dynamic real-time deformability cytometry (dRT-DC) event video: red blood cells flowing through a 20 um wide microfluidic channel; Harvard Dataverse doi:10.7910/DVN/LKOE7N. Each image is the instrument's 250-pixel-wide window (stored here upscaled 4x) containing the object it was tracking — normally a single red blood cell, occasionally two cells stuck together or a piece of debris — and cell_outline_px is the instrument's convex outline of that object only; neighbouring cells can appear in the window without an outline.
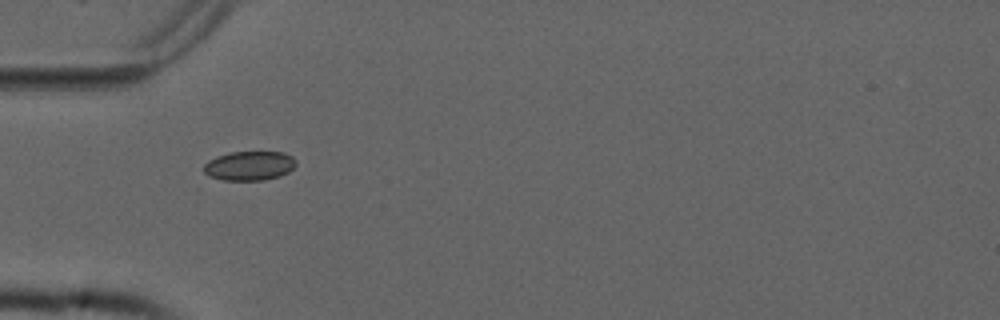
{"species": "common noctule bat (a hibernating species)", "species_latin": "Nyctalus noctula", "temperature_condition": "cold", "stored_images_in_passage": 38, "camera_frame_rate_fps": 3000, "um_per_image_px": 0.085, "animal": {"sex": "male", "forearm_length_mm": 52.5}, "frame": {"image": 1, "passage_image": 1, "time_ms": 0.0, "image_size_px": [1000, 320], "cell_outline_px": [[296, 164], [288, 172], [280, 176], [264, 180], [224, 180], [208, 176], [204, 172], [204, 164], [208, 160], [216, 156], [228, 152], [284, 152], [292, 156], [296, 160]], "centroid_in_image_um": [21.19, 14.08], "position_along_channel_um": 63.8, "area_um2": 15.84}}
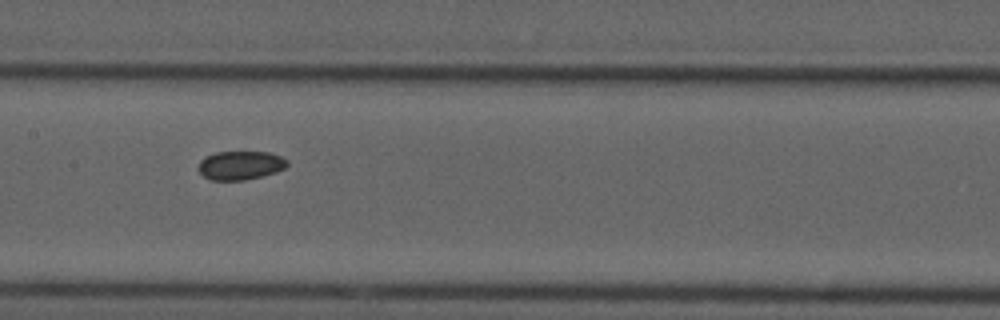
{"frame": {"image": 2, "passage_image": 11, "time_ms": 3.333, "image_size_px": [1000, 320], "cell_outline_px": [[288, 164], [284, 168], [276, 172], [244, 180], [212, 180], [204, 176], [200, 172], [200, 160], [216, 152], [268, 152], [280, 156], [288, 160]], "centroid_in_image_um": [20.46, 14.05], "position_along_channel_um": 186.9, "area_um2": 14.62}}
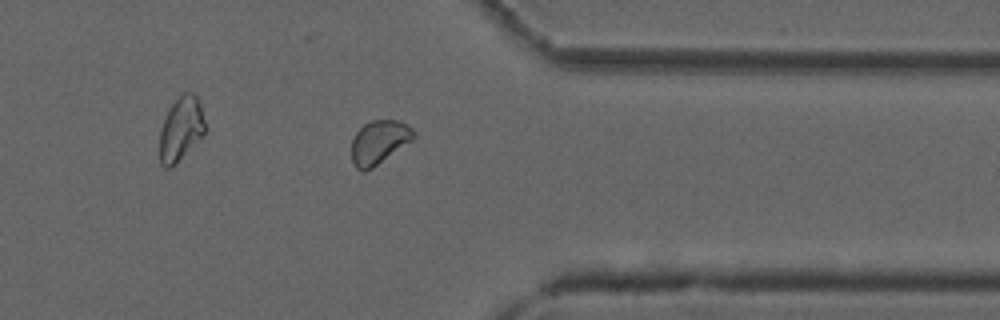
{"frame": {"image": 3, "passage_image": 27, "time_ms": 8.667, "image_size_px": [1000, 320], "cell_outline_px": [[416, 136], [412, 140], [372, 168], [364, 172], [356, 168], [352, 160], [352, 140], [356, 132], [364, 124], [372, 120], [400, 120], [412, 128], [416, 132]], "centroid_in_image_um": [32.23, 12.07], "position_along_channel_um": 379.2, "area_um2": 15.72}}